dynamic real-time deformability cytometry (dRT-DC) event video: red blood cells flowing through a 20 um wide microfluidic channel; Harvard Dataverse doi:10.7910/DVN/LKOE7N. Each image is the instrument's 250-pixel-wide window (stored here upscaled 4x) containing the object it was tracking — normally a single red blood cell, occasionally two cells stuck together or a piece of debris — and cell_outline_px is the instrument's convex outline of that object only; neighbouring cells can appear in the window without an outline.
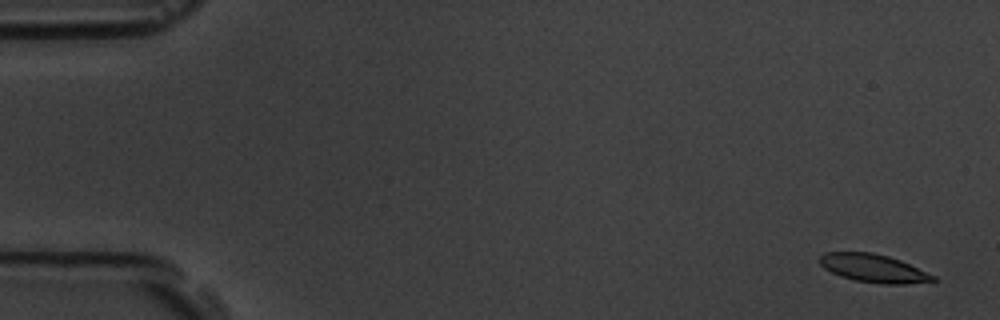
{"species": "common noctule bat (a hibernating species)", "species_latin": "Nyctalus noctula", "temperature_condition": "room temperature", "stored_images_in_passage": 6, "camera_frame_rate_fps": 3000, "um_per_image_px": 0.085, "animal": {"sex": "male", "body_mass_g": 19.5, "forearm_length_mm": 54.6}, "frame": {"image": 1, "passage_image": 1, "time_ms": 0.0, "image_size_px": [1000, 320], "cell_outline_px": [[940, 280], [936, 284], [880, 284], [856, 280], [840, 276], [824, 268], [820, 264], [820, 256], [824, 252], [872, 252], [888, 256], [900, 260], [936, 276]], "centroid_in_image_um": [74.37, 22.83], "position_along_channel_um": 10.6, "area_um2": 19.02}}